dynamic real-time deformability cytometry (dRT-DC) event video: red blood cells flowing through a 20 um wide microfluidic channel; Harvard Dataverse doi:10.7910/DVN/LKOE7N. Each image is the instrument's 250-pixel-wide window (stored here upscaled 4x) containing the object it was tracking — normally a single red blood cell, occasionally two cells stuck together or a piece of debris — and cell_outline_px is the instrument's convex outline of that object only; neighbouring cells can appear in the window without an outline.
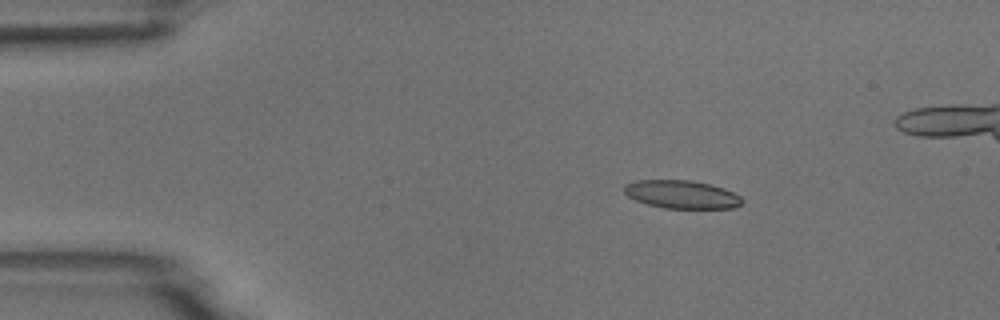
{"species": "common noctule bat (a hibernating species)", "species_latin": "Nyctalus noctula", "temperature_condition": "room temperature", "stored_images_in_passage": 5, "camera_frame_rate_fps": 3000, "um_per_image_px": 0.085, "animal": {"sex": "male", "body_mass_g": 18.8}, "frame": {"image": 1, "passage_image": 2, "time_ms": 1.333, "image_size_px": [1000, 320], "cell_outline_px": [[744, 200], [740, 204], [732, 208], [664, 208], [648, 204], [636, 200], [628, 196], [624, 192], [624, 184], [636, 180], [692, 180], [712, 184], [724, 188], [740, 196]], "centroid_in_image_um": [57.94, 16.51], "position_along_channel_um": 27.1, "area_um2": 19.36}}